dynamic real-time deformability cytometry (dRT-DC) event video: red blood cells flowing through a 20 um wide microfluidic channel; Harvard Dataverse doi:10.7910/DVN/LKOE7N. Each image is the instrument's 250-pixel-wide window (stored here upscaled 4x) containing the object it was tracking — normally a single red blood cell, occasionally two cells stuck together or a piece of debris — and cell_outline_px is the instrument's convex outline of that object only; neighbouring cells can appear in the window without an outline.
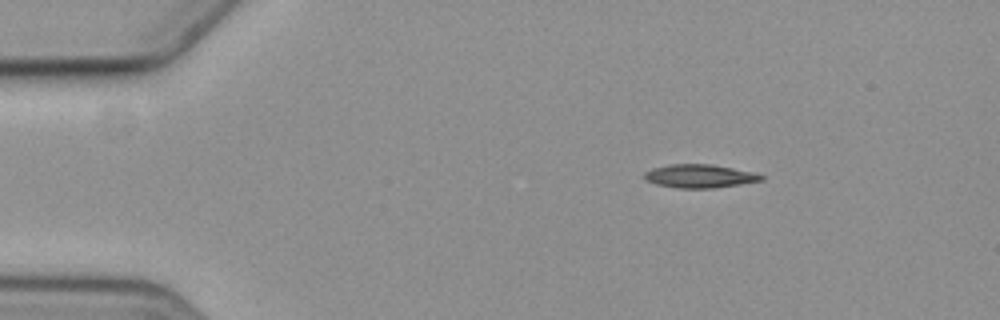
{"species": "common noctule bat (a hibernating species)", "species_latin": "Nyctalus noctula", "temperature_condition": "cold", "stored_images_in_passage": 5, "segment_of_instrument_passage": [1, 2], "camera_frame_rate_fps": 3000, "um_per_image_px": 0.085, "animal": {"sex": "female", "body_mass_g": 19.3, "forearm_length_mm": 54.1}, "frame": {"image": 1, "passage_image": 2, "time_ms": 2.0, "image_size_px": [1000, 320], "cell_outline_px": [[764, 180], [740, 184], [712, 188], [680, 188], [656, 184], [644, 180], [644, 172], [652, 168], [668, 164], [712, 164], [756, 172], [764, 176]], "centroid_in_image_um": [59.47, 14.96], "position_along_channel_um": 25.5, "area_um2": 16.07}}